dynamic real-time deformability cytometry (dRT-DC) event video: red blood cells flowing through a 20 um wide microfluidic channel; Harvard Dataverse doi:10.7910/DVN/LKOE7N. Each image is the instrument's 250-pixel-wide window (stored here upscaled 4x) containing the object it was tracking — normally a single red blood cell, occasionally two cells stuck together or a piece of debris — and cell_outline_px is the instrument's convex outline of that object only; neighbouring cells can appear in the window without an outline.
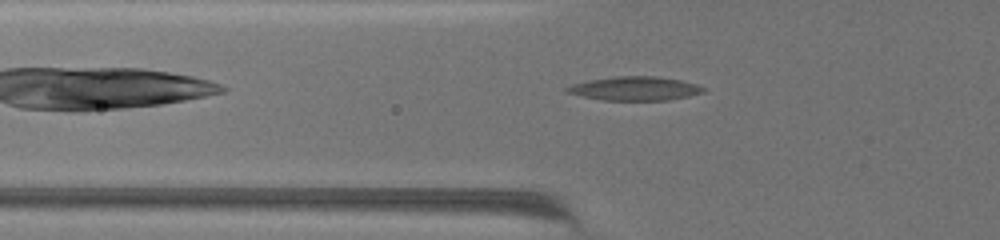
{"species": "common noctule bat (a hibernating species)", "species_latin": "Nyctalus noctula", "temperature_condition": "warm", "stored_images_in_passage": 52, "camera_frame_rate_fps": 3000, "um_per_image_px": 0.085, "animal": {"sex": "female", "body_mass_g": 19.5, "forearm_length_mm": 54.1}, "frame": {"image": 1, "passage_image": 7, "time_ms": 2.0, "image_size_px": [1000, 240], "cell_outline_px": [[704, 92], [688, 96], [668, 100], [600, 100], [564, 92], [564, 88], [572, 84], [588, 80], [616, 76], [656, 76], [680, 80], [696, 84], [704, 88]], "centroid_in_image_um": [53.91, 7.52], "position_along_channel_um": 71.9, "area_um2": 18.96}}
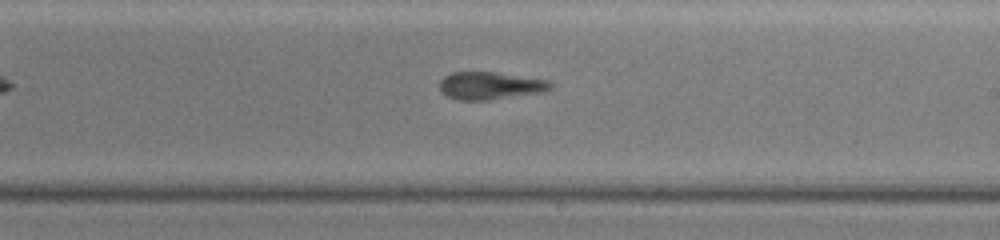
{"frame": {"image": 2, "passage_image": 25, "time_ms": 8.0, "image_size_px": [1000, 240], "cell_outline_px": [[552, 88], [544, 92], [488, 100], [456, 100], [440, 92], [440, 80], [444, 76], [452, 72], [496, 72], [548, 80], [552, 84]], "centroid_in_image_um": [41.65, 7.28], "position_along_channel_um": 247.3, "area_um2": 17.92}}
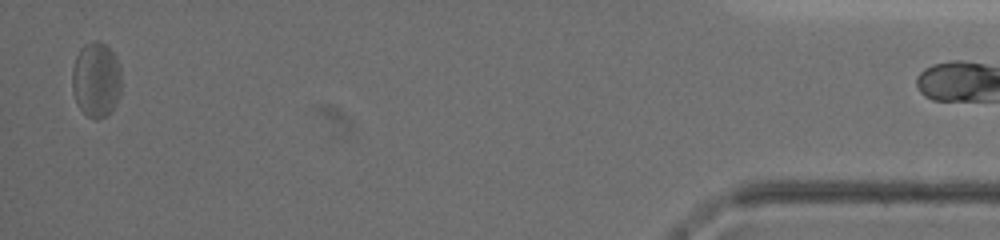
{"frame": {"image": 3, "passage_image": 51, "time_ms": 16.667, "image_size_px": [1000, 240], "cell_outline_px": [[120, 96], [112, 112], [96, 120], [88, 116], [76, 104], [72, 92], [72, 68], [76, 56], [80, 48], [84, 44], [92, 40], [100, 40], [116, 56], [120, 68]], "centroid_in_image_um": [8.16, 6.77], "position_along_channel_um": 427.0, "area_um2": 21.91}}